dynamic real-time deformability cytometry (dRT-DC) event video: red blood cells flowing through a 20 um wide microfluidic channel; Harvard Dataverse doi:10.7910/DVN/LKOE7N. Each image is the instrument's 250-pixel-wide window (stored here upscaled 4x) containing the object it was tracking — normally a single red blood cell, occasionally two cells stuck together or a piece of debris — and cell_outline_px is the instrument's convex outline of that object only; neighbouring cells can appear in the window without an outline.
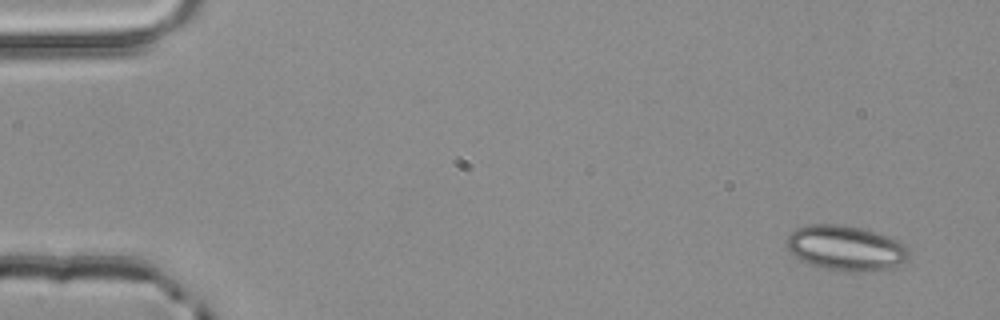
{"species": "common noctule bat (a hibernating species)", "species_latin": "Nyctalus noctula", "temperature_condition": "room temperature", "stored_images_in_passage": 5, "camera_frame_rate_fps": 3000, "um_per_image_px": 0.085, "animal": {"sex": "male", "body_mass_g": 20.4}, "frame": {"image": 1, "passage_image": 1, "time_ms": 0.0, "image_size_px": [1000, 320], "cell_outline_px": [[908, 260], [904, 264], [892, 268], [860, 272], [856, 272], [824, 268], [800, 260], [784, 244], [788, 236], [796, 228], [808, 224], [848, 224], [876, 232], [896, 240], [904, 244], [908, 248]], "centroid_in_image_um": [71.91, 21.07], "position_along_channel_um": 13.1, "area_um2": 32.25}}